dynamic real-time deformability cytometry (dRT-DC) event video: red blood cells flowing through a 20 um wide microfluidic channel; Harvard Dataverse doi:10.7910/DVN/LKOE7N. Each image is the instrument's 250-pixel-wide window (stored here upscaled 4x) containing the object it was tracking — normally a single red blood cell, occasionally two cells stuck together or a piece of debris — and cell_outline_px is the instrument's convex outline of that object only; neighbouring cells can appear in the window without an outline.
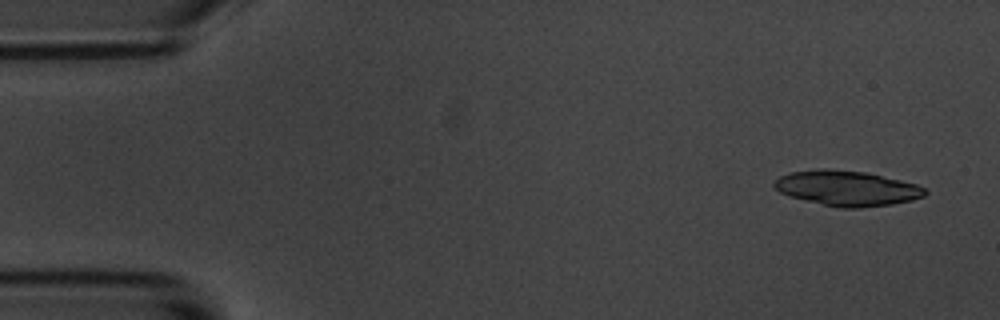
{"species": "common noctule bat (a hibernating species)", "species_latin": "Nyctalus noctula", "temperature_condition": "room temperature", "stored_images_in_passage": 6, "camera_frame_rate_fps": 3000, "um_per_image_px": 0.085, "animal": {"sex": "male", "body_mass_g": 20.1, "forearm_length_mm": 53.5}, "frame": {"image": 1, "passage_image": 1, "time_ms": 0.0, "image_size_px": [1000, 320], "cell_outline_px": [[928, 192], [924, 196], [912, 200], [892, 204], [856, 208], [840, 208], [788, 196], [780, 192], [772, 184], [772, 180], [780, 176], [792, 172], [820, 168], [864, 172], [900, 180], [916, 184], [924, 188]], "centroid_in_image_um": [71.96, 16.0], "position_along_channel_um": 13.0, "area_um2": 30.69}}